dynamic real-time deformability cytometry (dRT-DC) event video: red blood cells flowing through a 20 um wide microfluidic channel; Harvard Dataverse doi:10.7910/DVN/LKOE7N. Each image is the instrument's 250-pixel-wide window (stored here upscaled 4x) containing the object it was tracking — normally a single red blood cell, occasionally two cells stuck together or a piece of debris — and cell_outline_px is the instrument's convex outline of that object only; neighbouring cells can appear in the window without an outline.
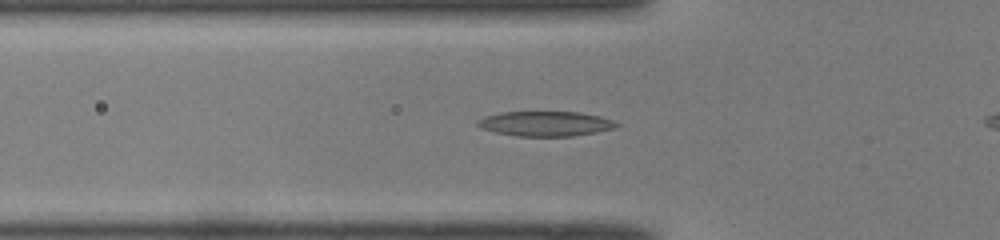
{"species": "common noctule bat (a hibernating species)", "species_latin": "Nyctalus noctula", "temperature_condition": "room temperature", "stored_images_in_passage": 31, "camera_frame_rate_fps": 3000, "um_per_image_px": 0.085, "animal": {"sex": "male", "body_mass_g": 19.0, "forearm_length_mm": 50.8}, "frame": {"image": 1, "passage_image": 4, "time_ms": 1.0, "image_size_px": [1000, 240], "cell_outline_px": [[620, 124], [612, 128], [596, 132], [572, 136], [516, 136], [496, 132], [480, 128], [476, 124], [476, 120], [484, 116], [500, 112], [580, 112], [600, 116], [612, 120]], "centroid_in_image_um": [46.31, 10.51], "position_along_channel_um": 79.5, "area_um2": 20.11}}
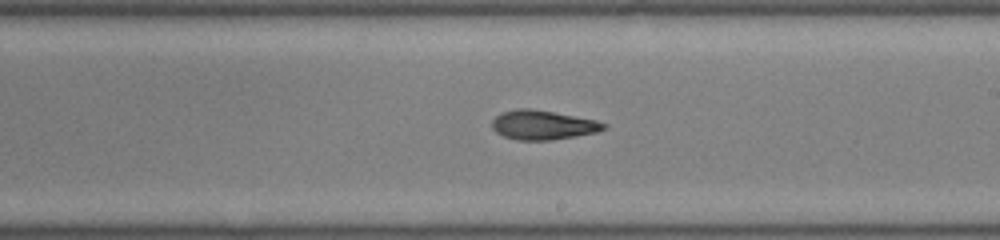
{"frame": {"image": 2, "passage_image": 16, "time_ms": 5.0, "image_size_px": [1000, 240], "cell_outline_px": [[608, 128], [596, 132], [576, 136], [552, 140], [516, 140], [504, 136], [496, 132], [492, 128], [492, 120], [500, 112], [516, 108], [528, 108], [552, 112], [596, 120], [608, 124]], "centroid_in_image_um": [46.13, 10.62], "position_along_channel_um": 242.9, "area_um2": 19.13}}
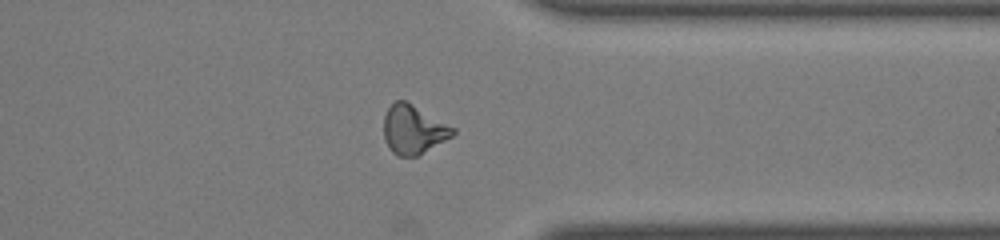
{"frame": {"image": 3, "passage_image": 26, "time_ms": 8.333, "image_size_px": [1000, 240], "cell_outline_px": [[456, 132], [452, 136], [416, 156], [396, 156], [388, 148], [384, 140], [384, 116], [388, 108], [396, 100], [404, 100], [456, 128]], "centroid_in_image_um": [35.11, 11.02], "position_along_channel_um": 376.3, "area_um2": 19.48}}